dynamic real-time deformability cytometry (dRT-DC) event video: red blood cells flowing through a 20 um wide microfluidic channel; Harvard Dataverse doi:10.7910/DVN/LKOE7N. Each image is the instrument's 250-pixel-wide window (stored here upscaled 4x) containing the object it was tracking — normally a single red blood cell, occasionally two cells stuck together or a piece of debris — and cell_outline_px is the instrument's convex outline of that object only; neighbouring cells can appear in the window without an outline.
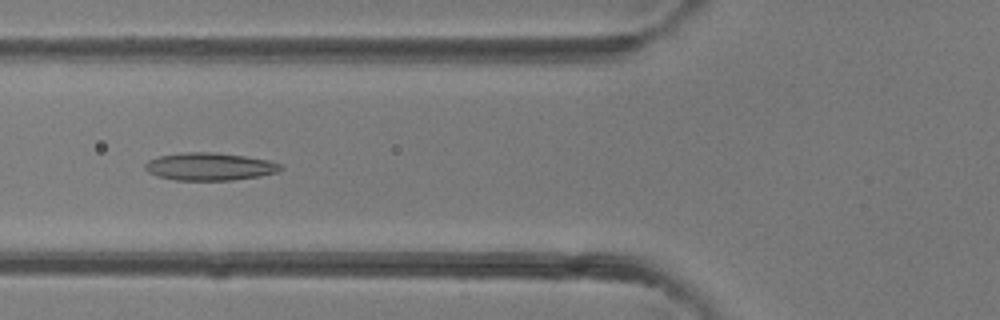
{"species": "common noctule bat (a hibernating species)", "species_latin": "Nyctalus noctula", "temperature_condition": "room temperature", "stored_images_in_passage": 31, "camera_frame_rate_fps": 3000, "um_per_image_px": 0.085, "animal": {"sex": "female"}, "frame": {"image": 1, "passage_image": 5, "time_ms": 1.333, "image_size_px": [1000, 320], "cell_outline_px": [[284, 168], [280, 172], [260, 176], [232, 180], [176, 180], [156, 176], [148, 172], [144, 168], [144, 164], [148, 160], [160, 156], [188, 152], [216, 152], [244, 156], [268, 160], [280, 164]], "centroid_in_image_um": [17.83, 14.16], "position_along_channel_um": 108.0, "area_um2": 21.91}}
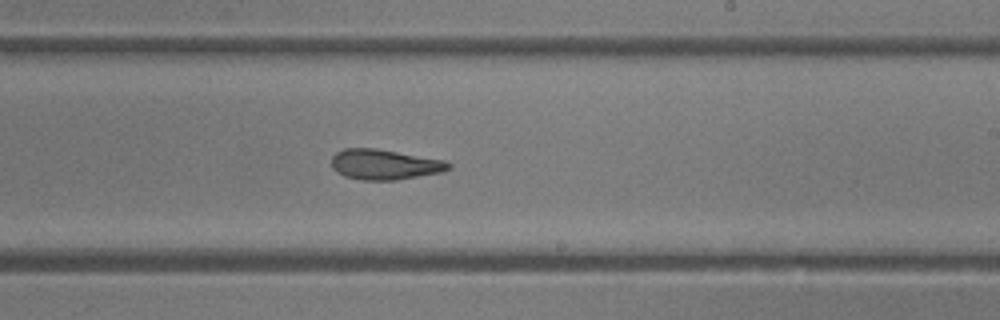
{"frame": {"image": 2, "passage_image": 14, "time_ms": 4.333, "image_size_px": [1000, 320], "cell_outline_px": [[452, 168], [444, 172], [396, 180], [360, 180], [344, 176], [336, 172], [332, 168], [332, 156], [336, 152], [344, 148], [376, 148], [444, 160], [452, 164]], "centroid_in_image_um": [32.7, 13.98], "position_along_channel_um": 256.3, "area_um2": 20.87}}
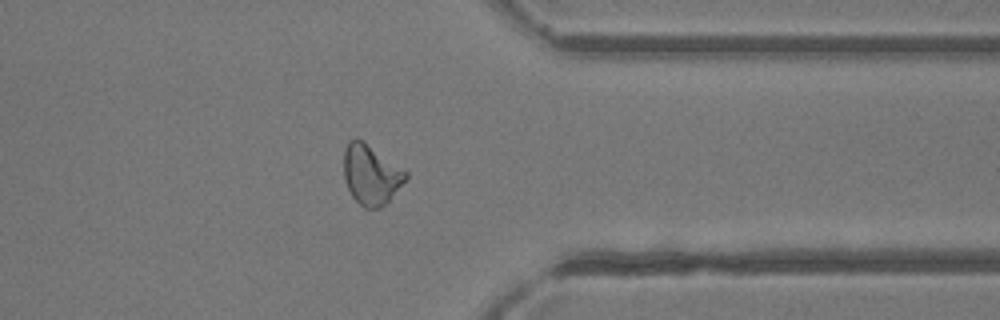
{"frame": {"image": 3, "passage_image": 22, "time_ms": 7.0, "image_size_px": [1000, 320], "cell_outline_px": [[408, 176], [388, 200], [380, 208], [364, 208], [352, 196], [344, 180], [344, 148], [348, 140], [356, 136], [408, 172]], "centroid_in_image_um": [31.49, 14.81], "position_along_channel_um": 379.9, "area_um2": 21.39}}